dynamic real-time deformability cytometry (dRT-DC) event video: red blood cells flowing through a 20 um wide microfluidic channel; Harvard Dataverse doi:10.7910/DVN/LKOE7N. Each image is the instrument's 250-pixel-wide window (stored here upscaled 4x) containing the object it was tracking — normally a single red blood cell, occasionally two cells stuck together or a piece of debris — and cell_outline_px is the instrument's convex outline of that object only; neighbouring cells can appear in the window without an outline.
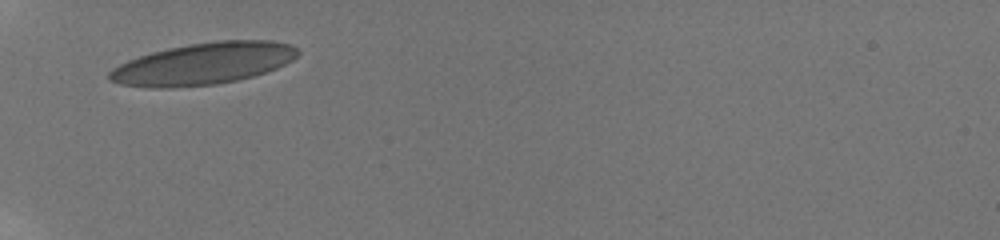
{"species": "human", "species_latin": "Homo sapiens", "temperature_condition": "room temperature", "stored_images_in_passage": 2, "camera_frame_rate_fps": 3000, "um_per_image_px": 0.085, "donor": {"sex": "male"}, "frame": {"image": 1, "passage_image": 1, "time_ms": 0.0, "image_size_px": [1000, 240], "cell_outline_px": [[300, 52], [292, 60], [276, 68], [252, 76], [236, 80], [216, 84], [168, 88], [148, 88], [120, 84], [108, 80], [108, 72], [112, 68], [128, 60], [152, 52], [168, 48], [192, 44], [220, 40], [272, 40], [292, 44], [300, 48]], "centroid_in_image_um": [17.28, 5.41], "position_along_channel_um": 67.7, "area_um2": 45.89}}